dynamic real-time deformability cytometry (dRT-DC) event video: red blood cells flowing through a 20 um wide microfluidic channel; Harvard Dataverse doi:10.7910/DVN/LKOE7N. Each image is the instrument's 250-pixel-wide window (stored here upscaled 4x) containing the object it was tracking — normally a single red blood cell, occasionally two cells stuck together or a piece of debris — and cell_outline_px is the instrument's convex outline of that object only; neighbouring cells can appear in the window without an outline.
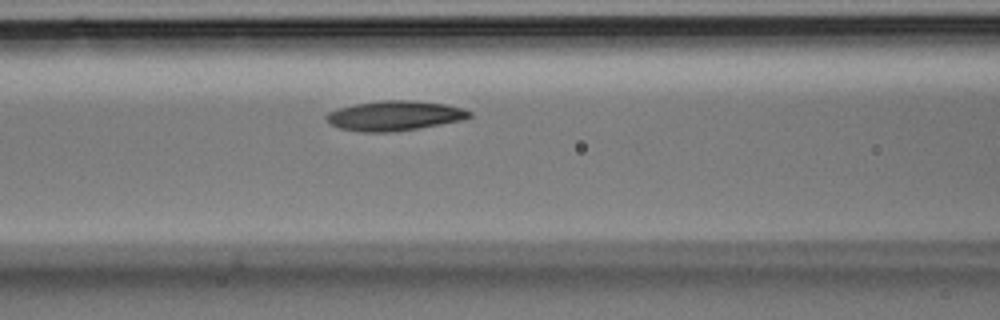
{"species": "Egyptian fruit bat (a non-hibernating species)", "species_latin": "Rousettus aegyptiacus", "temperature_condition": "room temperature", "stored_images_in_passage": 17, "camera_frame_rate_fps": 3000, "um_per_image_px": 0.085, "animal": {"sex": "male"}, "frame": {"image": 1, "passage_image": 9, "time_ms": 2.667, "image_size_px": [1000, 320], "cell_outline_px": [[472, 116], [464, 120], [392, 132], [364, 132], [340, 128], [332, 124], [328, 120], [328, 112], [340, 108], [356, 104], [380, 100], [412, 100], [444, 104], [460, 108], [472, 112]], "centroid_in_image_um": [33.57, 9.83], "position_along_channel_um": 133.0, "area_um2": 24.45}}
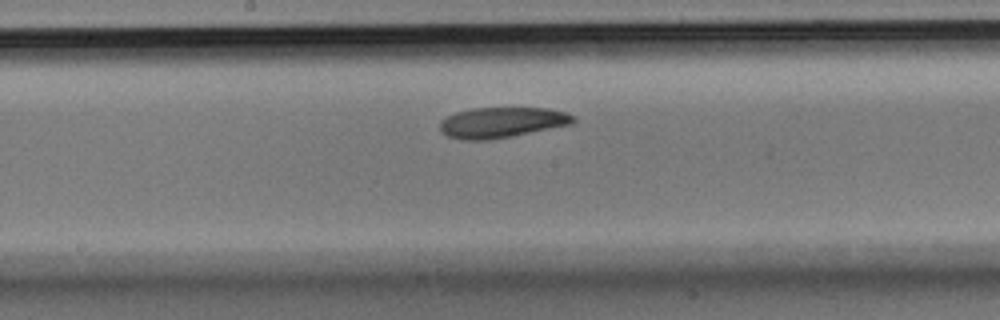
{"frame": {"image": 2, "passage_image": 13, "time_ms": 4.0, "image_size_px": [1000, 320], "cell_outline_px": [[576, 120], [572, 124], [488, 140], [460, 140], [448, 136], [440, 132], [440, 120], [456, 112], [472, 108], [548, 108], [568, 112], [576, 116]], "centroid_in_image_um": [42.65, 10.4], "position_along_channel_um": 205.5, "area_um2": 23.76}}
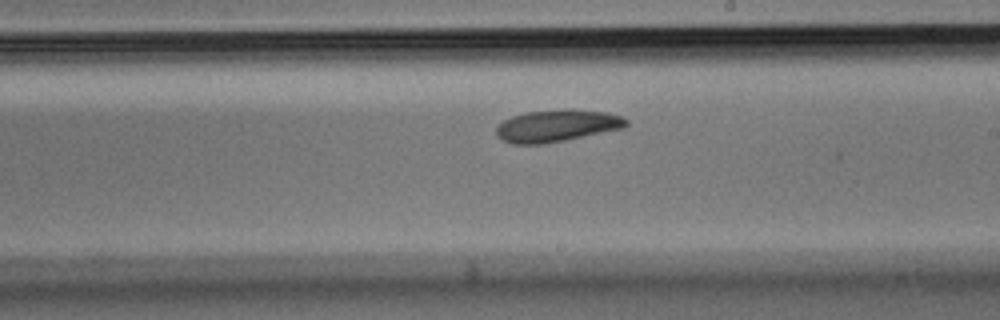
{"frame": {"image": 3, "passage_image": 15, "time_ms": 4.667, "image_size_px": [1000, 320], "cell_outline_px": [[628, 124], [624, 128], [544, 144], [512, 144], [496, 136], [496, 128], [504, 120], [512, 116], [528, 112], [568, 108], [572, 108], [604, 112], [624, 116], [628, 120]], "centroid_in_image_um": [47.36, 10.68], "position_along_channel_um": 241.6, "area_um2": 24.33}}